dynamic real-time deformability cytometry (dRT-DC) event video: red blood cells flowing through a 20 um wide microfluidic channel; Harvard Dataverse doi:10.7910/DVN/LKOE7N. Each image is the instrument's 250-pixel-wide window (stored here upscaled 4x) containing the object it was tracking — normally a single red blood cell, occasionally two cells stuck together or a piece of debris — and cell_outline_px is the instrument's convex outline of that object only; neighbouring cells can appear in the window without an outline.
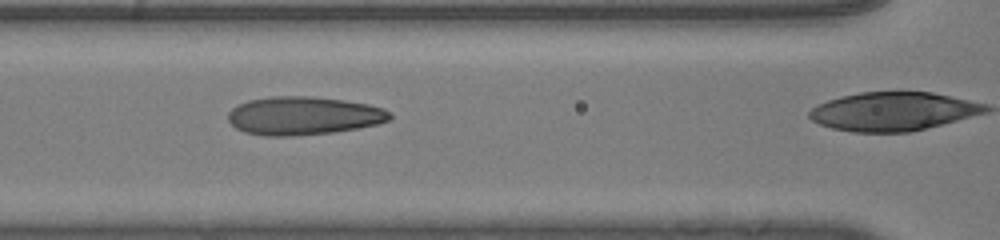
{"species": "human", "species_latin": "Homo sapiens", "temperature_condition": "room temperature", "stored_images_in_passage": 41, "camera_frame_rate_fps": 3000, "um_per_image_px": 0.085, "donor": {"sex": "male"}, "frame": {"image": 1, "passage_image": 23, "time_ms": 7.333, "image_size_px": [1000, 240], "cell_outline_px": [[392, 116], [388, 120], [376, 124], [356, 128], [332, 132], [292, 136], [264, 136], [244, 132], [236, 128], [228, 120], [228, 112], [232, 108], [248, 100], [272, 96], [308, 96], [344, 100], [368, 104], [384, 108], [392, 112]], "centroid_in_image_um": [25.78, 9.83], "position_along_channel_um": 140.8, "area_um2": 36.07}}
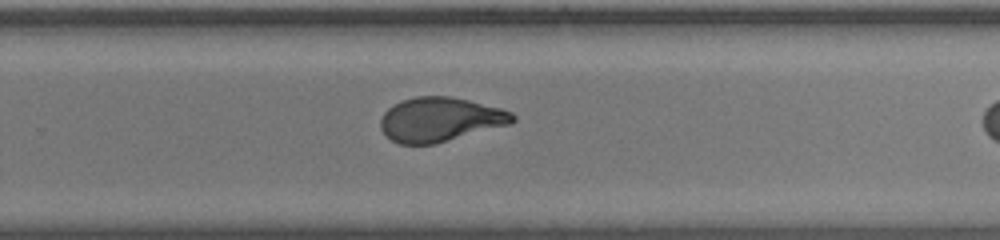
{"frame": {"image": 2, "passage_image": 34, "time_ms": 11.0, "image_size_px": [1000, 240], "cell_outline_px": [[516, 120], [508, 124], [436, 144], [400, 144], [392, 140], [380, 128], [380, 120], [384, 112], [388, 108], [404, 100], [416, 96], [448, 96], [468, 100], [500, 108], [512, 112], [516, 116]], "centroid_in_image_um": [37.4, 10.16], "position_along_channel_um": 292.4, "area_um2": 33.76}}
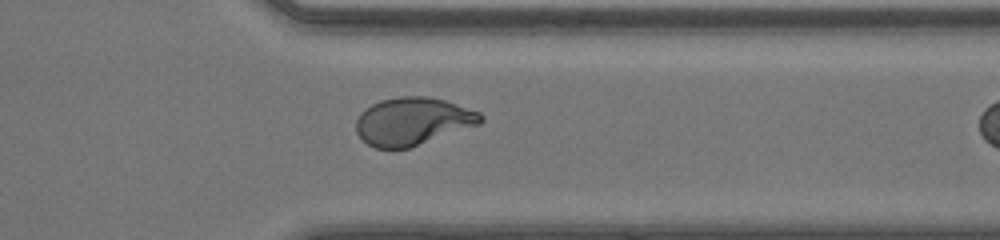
{"frame": {"image": 3, "passage_image": 40, "time_ms": 13.0, "image_size_px": [1000, 240], "cell_outline_px": [[484, 120], [480, 124], [408, 148], [376, 148], [368, 144], [356, 132], [356, 120], [360, 112], [372, 104], [380, 100], [400, 96], [424, 96], [444, 100], [480, 112], [484, 116]], "centroid_in_image_um": [35.08, 10.3], "position_along_channel_um": 376.3, "area_um2": 34.45}}